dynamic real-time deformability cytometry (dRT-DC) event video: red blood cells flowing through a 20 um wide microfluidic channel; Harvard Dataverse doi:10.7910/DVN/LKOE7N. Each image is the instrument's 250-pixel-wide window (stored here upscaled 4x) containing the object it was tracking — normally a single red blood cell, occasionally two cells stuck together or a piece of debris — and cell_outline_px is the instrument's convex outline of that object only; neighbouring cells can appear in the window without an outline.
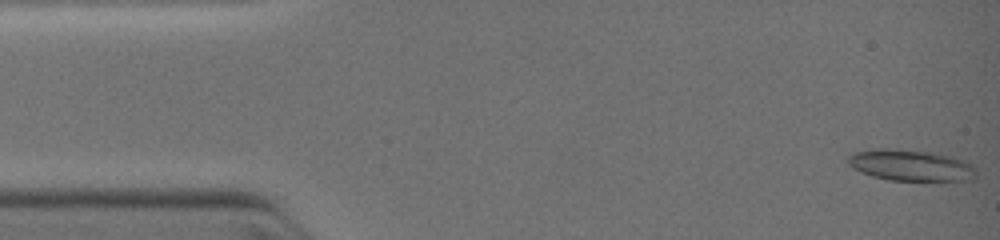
{"species": "common noctule bat (a hibernating species)", "species_latin": "Nyctalus noctula", "temperature_condition": "warm", "stored_images_in_passage": 39, "camera_frame_rate_fps": 3000, "um_per_image_px": 0.085, "animal": {"sex": "female", "body_mass_g": 19.0, "forearm_length_mm": 51.5}, "frame": {"image": 1, "passage_image": 1, "time_ms": 0.0, "image_size_px": [1000, 240], "cell_outline_px": [[972, 180], [888, 180], [872, 176], [848, 164], [848, 156], [856, 152], [928, 152], [948, 156], [960, 160], [968, 164], [972, 168]], "centroid_in_image_um": [77.42, 14.12], "position_along_channel_um": 7.6, "area_um2": 21.21}}
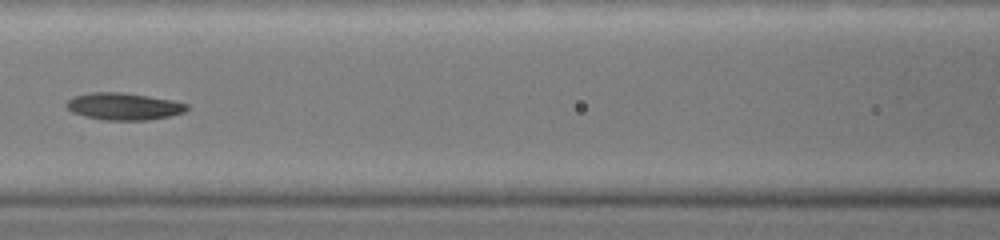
{"frame": {"image": 2, "passage_image": 18, "time_ms": 5.333, "image_size_px": [1000, 240], "cell_outline_px": [[188, 108], [184, 112], [168, 116], [148, 120], [104, 120], [84, 116], [72, 112], [64, 104], [72, 96], [92, 92], [120, 92], [148, 96], [172, 100], [188, 104]], "centroid_in_image_um": [10.48, 9.04], "position_along_channel_um": 156.1, "area_um2": 18.96}}
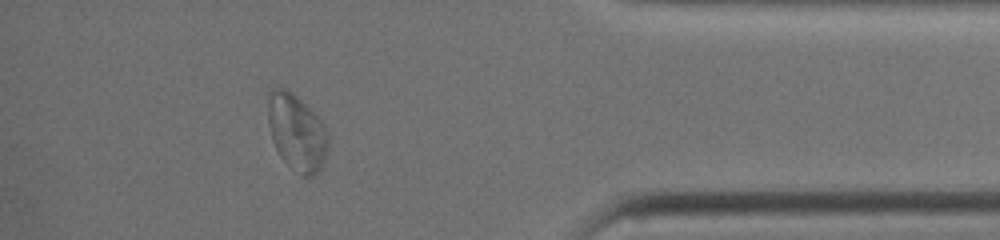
{"frame": {"image": 3, "passage_image": 34, "time_ms": 11.0, "image_size_px": [1000, 240], "cell_outline_px": [[328, 144], [324, 160], [320, 168], [312, 176], [300, 176], [280, 156], [272, 140], [268, 124], [268, 104], [272, 88], [284, 88], [296, 96], [324, 124], [328, 140]], "centroid_in_image_um": [25.21, 11.28], "position_along_channel_um": 410.0, "area_um2": 26.24}}